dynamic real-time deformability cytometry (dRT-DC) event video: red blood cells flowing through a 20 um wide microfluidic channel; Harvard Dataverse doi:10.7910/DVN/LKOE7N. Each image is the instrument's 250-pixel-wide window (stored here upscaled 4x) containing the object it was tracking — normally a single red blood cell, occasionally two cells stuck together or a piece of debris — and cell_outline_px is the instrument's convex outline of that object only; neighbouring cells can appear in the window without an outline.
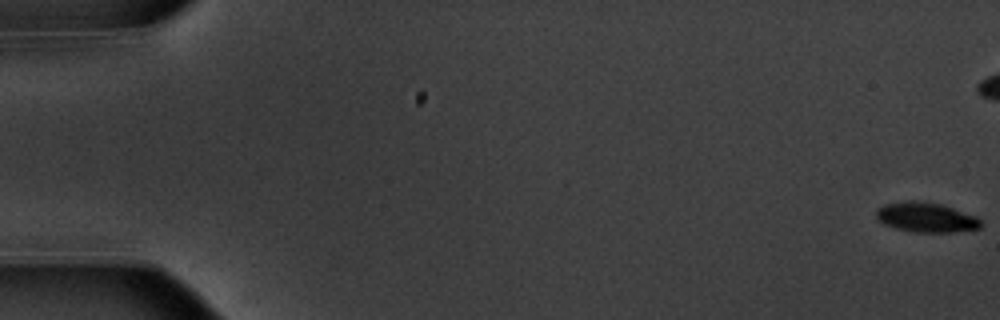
{"species": "common noctule bat (a hibernating species)", "species_latin": "Nyctalus noctula", "temperature_condition": "warm", "stored_images_in_passage": 18, "camera_frame_rate_fps": 3000, "um_per_image_px": 0.085, "animal": {"sex": "male", "body_mass_g": 20.1, "forearm_length_mm": 53.5}, "frame": {"image": 1, "passage_image": 18, "time_ms": 5.667, "image_size_px": [1000, 320], "cell_outline_px": [[984, 224], [980, 228], [952, 232], [916, 232], [896, 228], [884, 224], [876, 216], [876, 208], [884, 204], [908, 200], [920, 200], [940, 204], [976, 216]], "centroid_in_image_um": [78.71, 18.46], "position_along_channel_um": 6.3, "area_um2": 18.15}}